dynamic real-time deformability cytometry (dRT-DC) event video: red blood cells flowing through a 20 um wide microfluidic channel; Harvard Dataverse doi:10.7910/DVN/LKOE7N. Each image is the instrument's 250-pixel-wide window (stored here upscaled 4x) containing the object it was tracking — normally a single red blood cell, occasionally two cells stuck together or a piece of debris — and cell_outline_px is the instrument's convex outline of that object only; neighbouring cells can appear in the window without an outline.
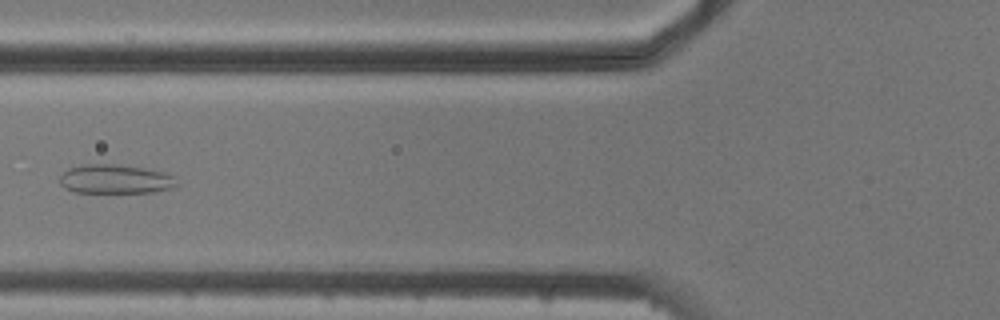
{"species": "common noctule bat (a hibernating species)", "species_latin": "Nyctalus noctula", "temperature_condition": "cold", "stored_images_in_passage": 5, "camera_frame_rate_fps": 3000, "um_per_image_px": 0.085, "animal": {"sex": "male", "body_mass_g": 20.5, "forearm_length_mm": 52.5}, "frame": {"image": 1, "passage_image": 5, "time_ms": 4.667, "image_size_px": [1000, 320], "cell_outline_px": [[180, 184], [172, 188], [156, 192], [76, 192], [64, 188], [60, 184], [60, 176], [68, 168], [80, 164], [116, 164], [144, 168], [164, 172], [172, 176]], "centroid_in_image_um": [9.8, 15.22], "position_along_channel_um": 116.0, "area_um2": 19.94}}